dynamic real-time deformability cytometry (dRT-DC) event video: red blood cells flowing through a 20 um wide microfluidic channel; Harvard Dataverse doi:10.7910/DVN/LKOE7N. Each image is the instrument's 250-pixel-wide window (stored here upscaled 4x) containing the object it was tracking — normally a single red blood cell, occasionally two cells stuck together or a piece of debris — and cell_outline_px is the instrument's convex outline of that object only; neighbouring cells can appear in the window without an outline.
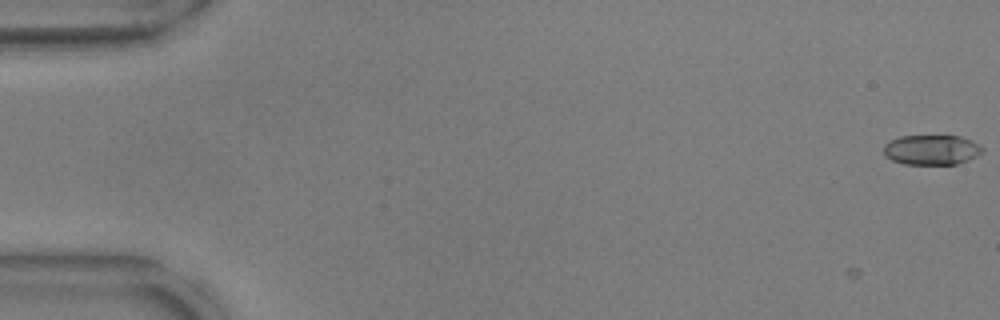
{"species": "common noctule bat (a hibernating species)", "species_latin": "Nyctalus noctula", "temperature_condition": "warm", "stored_images_in_passage": 54, "camera_frame_rate_fps": 3000, "um_per_image_px": 0.085, "animal": {"sex": "male", "body_mass_g": 17.9, "forearm_length_mm": 54.2}, "frame": {"image": 1, "passage_image": 1, "time_ms": 0.0, "image_size_px": [1000, 320], "cell_outline_px": [[952, 164], [912, 164], [896, 160], [892, 156], [896, 140], [908, 136], [952, 136]], "centroid_in_image_um": [78.55, 12.75], "position_along_channel_um": 6.5, "area_um2": 11.21}}
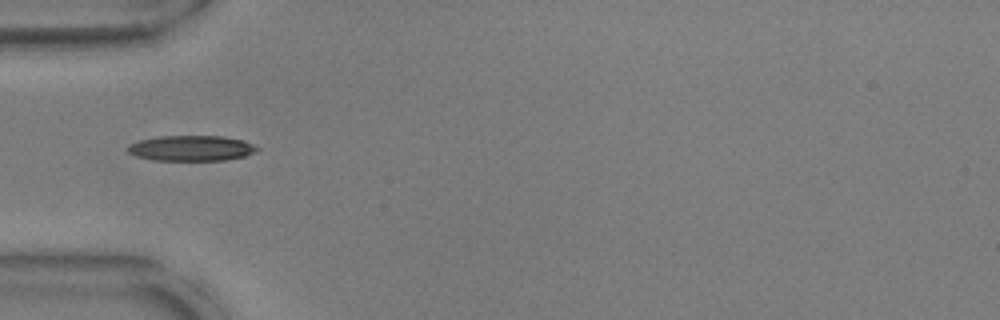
{"frame": {"image": 2, "passage_image": 18, "time_ms": 5.667, "image_size_px": [1000, 320], "cell_outline_px": [[252, 148], [248, 152], [240, 156], [212, 160], [172, 160], [148, 156], [136, 152], [132, 148], [148, 140], [180, 136], [208, 136], [236, 140]], "centroid_in_image_um": [16.35, 12.6], "position_along_channel_um": 68.6, "area_um2": 15.9}}
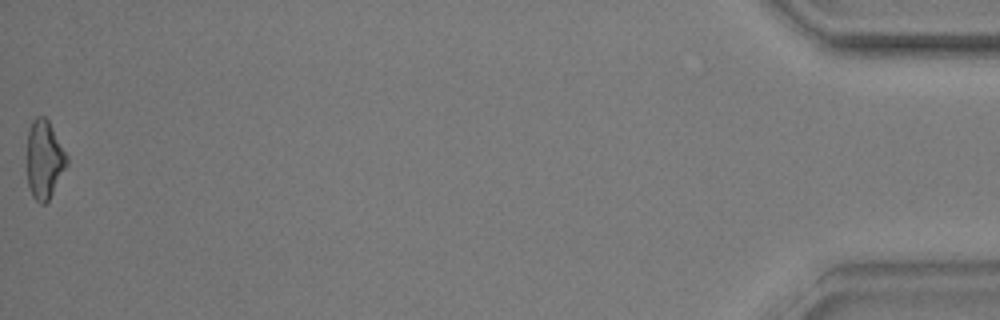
{"frame": {"image": 3, "passage_image": 54, "time_ms": 17.667, "image_size_px": [1000, 320], "cell_outline_px": [[64, 164], [48, 196], [44, 200], [32, 188], [28, 176], [28, 144], [40, 128], [48, 124], [64, 156]], "centroid_in_image_um": [3.76, 13.72], "position_along_channel_um": 431.4, "area_um2": 13.35}, "authors_computed_cell_mechanics": {"area_um2": 13.9587, "velocity_mm_per_s": 3.813, "shape_relaxation_time_tau1_ms": null, "shape_relaxation_time_tau2_ms": 2.4836, "deformation_change_tau1": null, "deformation_change_tau2": 0.1195}}